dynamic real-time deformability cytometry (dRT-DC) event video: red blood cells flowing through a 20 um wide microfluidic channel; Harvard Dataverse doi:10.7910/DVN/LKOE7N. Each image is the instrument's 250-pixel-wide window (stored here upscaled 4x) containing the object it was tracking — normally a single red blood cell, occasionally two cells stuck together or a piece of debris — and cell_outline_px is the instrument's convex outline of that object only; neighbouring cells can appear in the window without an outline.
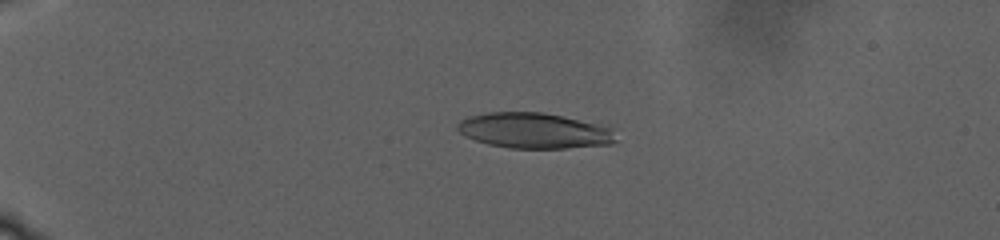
{"species": "human", "species_latin": "Homo sapiens", "temperature_condition": "warm", "stored_images_in_passage": 128, "camera_frame_rate_fps": 3000, "um_per_image_px": 0.085, "donor": {"sex": "male"}, "frame": {"image": 1, "passage_image": 31, "time_ms": 9.333, "image_size_px": [1000, 240], "cell_outline_px": [[620, 140], [612, 144], [568, 148], [508, 148], [488, 144], [464, 136], [456, 128], [456, 124], [460, 120], [468, 116], [488, 112], [544, 112], [608, 124], [612, 128]], "centroid_in_image_um": [45.51, 11.09], "position_along_channel_um": 39.5, "area_um2": 33.7}}
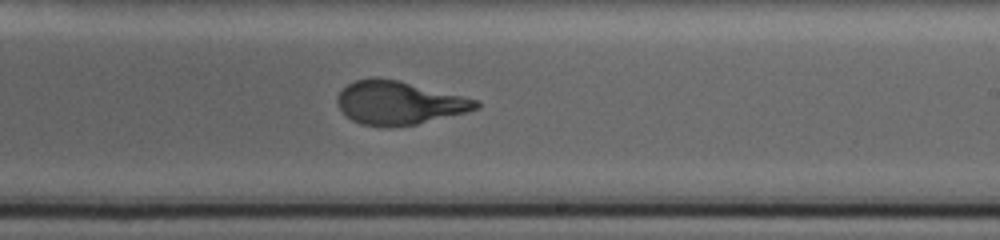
{"frame": {"image": 2, "passage_image": 80, "time_ms": 23.333, "image_size_px": [1000, 240], "cell_outline_px": [[480, 108], [416, 124], [392, 128], [388, 128], [360, 124], [352, 120], [340, 108], [336, 100], [340, 92], [348, 84], [356, 80], [372, 76], [376, 76], [396, 80], [480, 100]], "centroid_in_image_um": [33.9, 8.74], "position_along_channel_um": 255.1, "area_um2": 34.91}}
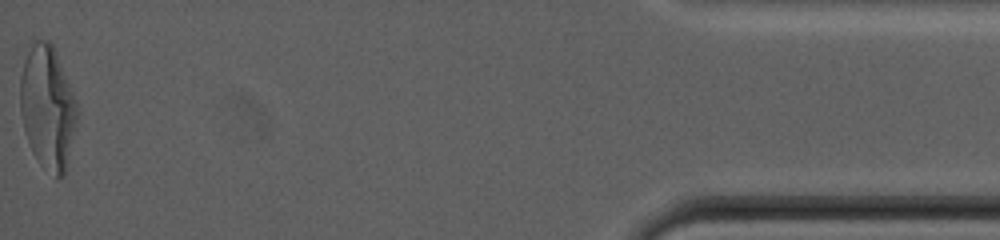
{"frame": {"image": 3, "passage_image": 127, "time_ms": 35.333, "image_size_px": [1000, 240], "cell_outline_px": [[80, 112], [64, 176], [56, 176], [40, 164], [32, 152], [24, 128], [20, 112], [20, 76], [24, 60], [32, 44], [36, 40], [48, 40], [52, 44], [56, 52], [76, 100]], "centroid_in_image_um": [4.06, 9.13], "position_along_channel_um": 431.1, "area_um2": 40.86}, "authors_computed_cell_mechanics": {"area_um2": 35.4603, "velocity_mm_per_s": 2.0836, "shape_relaxation_time_tau1_ms": 9.5782, "shape_relaxation_time_tau2_ms": 1.3998, "deformation_change_tau1": 0.2911, "deformation_change_tau2": 0.0795}}